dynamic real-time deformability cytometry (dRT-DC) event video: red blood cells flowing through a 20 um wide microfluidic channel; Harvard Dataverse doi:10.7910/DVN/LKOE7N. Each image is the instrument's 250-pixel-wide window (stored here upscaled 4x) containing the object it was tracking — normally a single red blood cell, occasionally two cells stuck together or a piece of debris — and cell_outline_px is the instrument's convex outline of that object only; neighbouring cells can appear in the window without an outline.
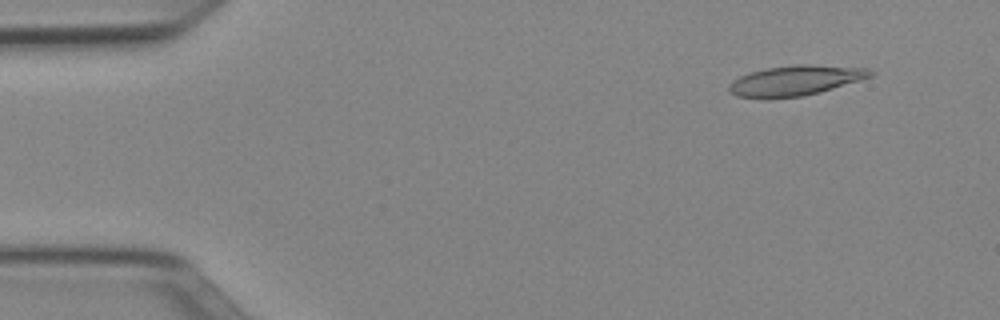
{"species": "Egyptian fruit bat (a non-hibernating species)", "species_latin": "Rousettus aegyptiacus", "temperature_condition": "cold", "stored_images_in_passage": 14, "camera_frame_rate_fps": 3000, "um_per_image_px": 0.085, "animal": {"sex": "female"}, "frame": {"image": 1, "passage_image": 5, "time_ms": 1.333, "image_size_px": [1000, 320], "cell_outline_px": [[872, 76], [860, 80], [820, 92], [804, 96], [736, 96], [728, 92], [728, 84], [732, 80], [740, 76], [764, 68], [796, 64], [812, 64], [868, 68], [872, 72]], "centroid_in_image_um": [67.62, 6.81], "position_along_channel_um": 17.4, "area_um2": 24.33}}